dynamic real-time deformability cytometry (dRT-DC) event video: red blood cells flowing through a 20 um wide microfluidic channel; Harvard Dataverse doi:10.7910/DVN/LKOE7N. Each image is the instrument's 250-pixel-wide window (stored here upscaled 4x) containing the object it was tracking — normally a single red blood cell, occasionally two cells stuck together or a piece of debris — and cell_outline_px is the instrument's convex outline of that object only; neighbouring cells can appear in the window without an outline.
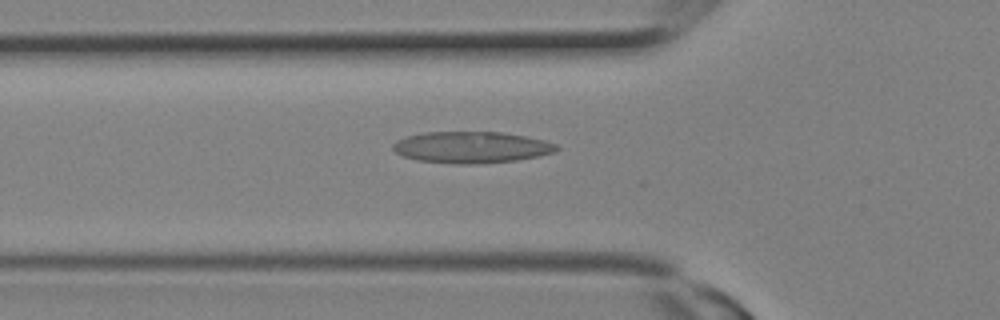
{"species": "Egyptian fruit bat (a non-hibernating species)", "species_latin": "Rousettus aegyptiacus", "temperature_condition": "room temperature", "stored_images_in_passage": 8, "camera_frame_rate_fps": 3000, "um_per_image_px": 0.085, "animal": {"sex": "female"}, "frame": {"image": 1, "passage_image": 6, "time_ms": 1.667, "image_size_px": [1000, 320], "cell_outline_px": [[560, 148], [556, 152], [540, 156], [516, 160], [472, 164], [452, 164], [420, 160], [404, 156], [396, 152], [392, 148], [392, 144], [396, 140], [408, 136], [424, 132], [500, 132], [524, 136], [544, 140], [556, 144]], "centroid_in_image_um": [40.09, 12.52], "position_along_channel_um": 85.7, "area_um2": 29.94}}
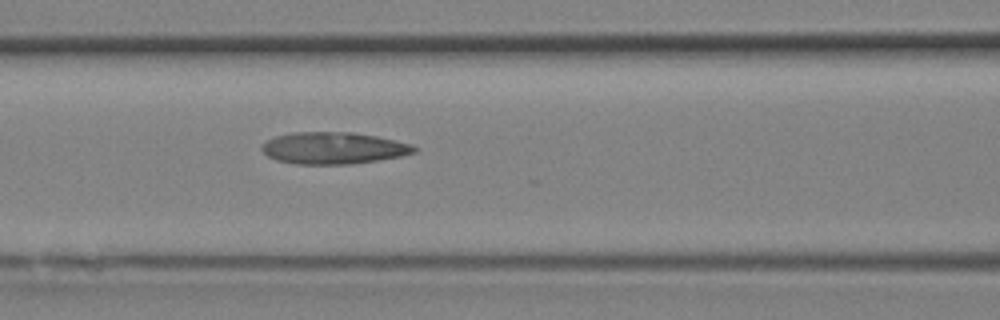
{"frame": {"image": 2, "passage_image": 8, "time_ms": 2.333, "image_size_px": [1000, 320], "cell_outline_px": [[416, 152], [400, 156], [352, 164], [296, 164], [276, 160], [268, 156], [260, 148], [268, 140], [276, 136], [292, 132], [352, 132], [376, 136], [412, 144], [416, 148]], "centroid_in_image_um": [28.33, 12.58], "position_along_channel_um": 138.3, "area_um2": 28.09}}